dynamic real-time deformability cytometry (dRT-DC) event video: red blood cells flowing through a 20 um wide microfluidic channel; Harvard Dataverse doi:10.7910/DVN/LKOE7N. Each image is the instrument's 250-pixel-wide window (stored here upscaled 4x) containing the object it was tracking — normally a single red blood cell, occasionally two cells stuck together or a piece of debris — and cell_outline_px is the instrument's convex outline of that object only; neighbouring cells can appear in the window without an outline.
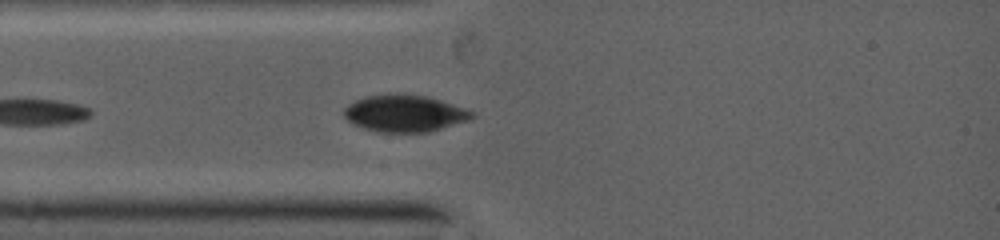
{"species": "common noctule bat (a hibernating species)", "species_latin": "Nyctalus noctula", "temperature_condition": "warm", "stored_images_in_passage": 8, "camera_frame_rate_fps": 5000, "um_per_image_px": 0.085, "animal": {"sex": "female", "body_mass_g": 19.0, "forearm_length_mm": 53.3}, "frame": {"image": 1, "passage_image": 4, "time_ms": 1.0, "image_size_px": [1000, 240], "cell_outline_px": [[476, 116], [428, 132], [380, 132], [364, 128], [352, 124], [344, 116], [344, 108], [356, 100], [368, 96], [424, 96], [472, 112]], "centroid_in_image_um": [34.3, 9.68], "position_along_channel_um": 50.7, "area_um2": 25.95}}